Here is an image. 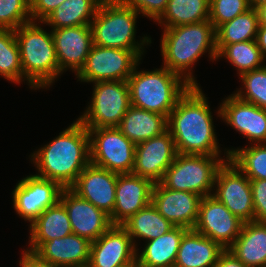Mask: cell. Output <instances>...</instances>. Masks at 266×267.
Returning a JSON list of instances; mask_svg holds the SVG:
<instances>
[{
  "instance_id": "1",
  "label": "cell",
  "mask_w": 266,
  "mask_h": 267,
  "mask_svg": "<svg viewBox=\"0 0 266 267\" xmlns=\"http://www.w3.org/2000/svg\"><path fill=\"white\" fill-rule=\"evenodd\" d=\"M211 114L202 89L190 86L167 119L177 153L220 156Z\"/></svg>"
},
{
  "instance_id": "2",
  "label": "cell",
  "mask_w": 266,
  "mask_h": 267,
  "mask_svg": "<svg viewBox=\"0 0 266 267\" xmlns=\"http://www.w3.org/2000/svg\"><path fill=\"white\" fill-rule=\"evenodd\" d=\"M31 158L39 172L35 175L70 188L90 164L88 129L77 119L52 142L34 151Z\"/></svg>"
},
{
  "instance_id": "3",
  "label": "cell",
  "mask_w": 266,
  "mask_h": 267,
  "mask_svg": "<svg viewBox=\"0 0 266 267\" xmlns=\"http://www.w3.org/2000/svg\"><path fill=\"white\" fill-rule=\"evenodd\" d=\"M207 51L210 59L216 61L215 28L209 20L164 28L161 39L163 65L190 86H198L191 72L192 65Z\"/></svg>"
},
{
  "instance_id": "4",
  "label": "cell",
  "mask_w": 266,
  "mask_h": 267,
  "mask_svg": "<svg viewBox=\"0 0 266 267\" xmlns=\"http://www.w3.org/2000/svg\"><path fill=\"white\" fill-rule=\"evenodd\" d=\"M20 50L24 80L31 88L50 87L62 71L59 69L52 33L46 32L36 21L15 30Z\"/></svg>"
},
{
  "instance_id": "5",
  "label": "cell",
  "mask_w": 266,
  "mask_h": 267,
  "mask_svg": "<svg viewBox=\"0 0 266 267\" xmlns=\"http://www.w3.org/2000/svg\"><path fill=\"white\" fill-rule=\"evenodd\" d=\"M133 107L164 115L167 119L178 99L190 88L179 75L166 67L137 71L135 66L127 80Z\"/></svg>"
},
{
  "instance_id": "6",
  "label": "cell",
  "mask_w": 266,
  "mask_h": 267,
  "mask_svg": "<svg viewBox=\"0 0 266 267\" xmlns=\"http://www.w3.org/2000/svg\"><path fill=\"white\" fill-rule=\"evenodd\" d=\"M138 14L118 0H103L90 24L93 44L107 48L143 50L145 44L152 42L147 36L140 43L135 41Z\"/></svg>"
},
{
  "instance_id": "7",
  "label": "cell",
  "mask_w": 266,
  "mask_h": 267,
  "mask_svg": "<svg viewBox=\"0 0 266 267\" xmlns=\"http://www.w3.org/2000/svg\"><path fill=\"white\" fill-rule=\"evenodd\" d=\"M227 161L219 156L178 153L160 183L167 189L212 195L218 169Z\"/></svg>"
},
{
  "instance_id": "8",
  "label": "cell",
  "mask_w": 266,
  "mask_h": 267,
  "mask_svg": "<svg viewBox=\"0 0 266 267\" xmlns=\"http://www.w3.org/2000/svg\"><path fill=\"white\" fill-rule=\"evenodd\" d=\"M92 100L78 120L86 128L118 127L131 106L127 81L94 83Z\"/></svg>"
},
{
  "instance_id": "9",
  "label": "cell",
  "mask_w": 266,
  "mask_h": 267,
  "mask_svg": "<svg viewBox=\"0 0 266 267\" xmlns=\"http://www.w3.org/2000/svg\"><path fill=\"white\" fill-rule=\"evenodd\" d=\"M90 138V163L117 174H131L136 144L118 127L87 128Z\"/></svg>"
},
{
  "instance_id": "10",
  "label": "cell",
  "mask_w": 266,
  "mask_h": 267,
  "mask_svg": "<svg viewBox=\"0 0 266 267\" xmlns=\"http://www.w3.org/2000/svg\"><path fill=\"white\" fill-rule=\"evenodd\" d=\"M144 50L92 45L84 66L76 74L81 82L127 81L139 65Z\"/></svg>"
},
{
  "instance_id": "11",
  "label": "cell",
  "mask_w": 266,
  "mask_h": 267,
  "mask_svg": "<svg viewBox=\"0 0 266 267\" xmlns=\"http://www.w3.org/2000/svg\"><path fill=\"white\" fill-rule=\"evenodd\" d=\"M213 188L212 196L232 214L244 223L254 221L250 179L229 160L218 169Z\"/></svg>"
},
{
  "instance_id": "12",
  "label": "cell",
  "mask_w": 266,
  "mask_h": 267,
  "mask_svg": "<svg viewBox=\"0 0 266 267\" xmlns=\"http://www.w3.org/2000/svg\"><path fill=\"white\" fill-rule=\"evenodd\" d=\"M63 187L56 181L30 175L17 183L12 192L17 214L31 224L48 207L60 200Z\"/></svg>"
},
{
  "instance_id": "13",
  "label": "cell",
  "mask_w": 266,
  "mask_h": 267,
  "mask_svg": "<svg viewBox=\"0 0 266 267\" xmlns=\"http://www.w3.org/2000/svg\"><path fill=\"white\" fill-rule=\"evenodd\" d=\"M244 222L214 196L202 197L193 230L219 243L227 250L241 233Z\"/></svg>"
},
{
  "instance_id": "14",
  "label": "cell",
  "mask_w": 266,
  "mask_h": 267,
  "mask_svg": "<svg viewBox=\"0 0 266 267\" xmlns=\"http://www.w3.org/2000/svg\"><path fill=\"white\" fill-rule=\"evenodd\" d=\"M177 154L174 139L167 129L158 136L136 144L132 174L158 183Z\"/></svg>"
},
{
  "instance_id": "15",
  "label": "cell",
  "mask_w": 266,
  "mask_h": 267,
  "mask_svg": "<svg viewBox=\"0 0 266 267\" xmlns=\"http://www.w3.org/2000/svg\"><path fill=\"white\" fill-rule=\"evenodd\" d=\"M88 267H136V248L121 225H112L91 243Z\"/></svg>"
},
{
  "instance_id": "16",
  "label": "cell",
  "mask_w": 266,
  "mask_h": 267,
  "mask_svg": "<svg viewBox=\"0 0 266 267\" xmlns=\"http://www.w3.org/2000/svg\"><path fill=\"white\" fill-rule=\"evenodd\" d=\"M59 201L67 211L73 234L93 242L112 226L109 215L71 188H63Z\"/></svg>"
},
{
  "instance_id": "17",
  "label": "cell",
  "mask_w": 266,
  "mask_h": 267,
  "mask_svg": "<svg viewBox=\"0 0 266 267\" xmlns=\"http://www.w3.org/2000/svg\"><path fill=\"white\" fill-rule=\"evenodd\" d=\"M217 114L250 142L266 143L265 109L231 94L220 104Z\"/></svg>"
},
{
  "instance_id": "18",
  "label": "cell",
  "mask_w": 266,
  "mask_h": 267,
  "mask_svg": "<svg viewBox=\"0 0 266 267\" xmlns=\"http://www.w3.org/2000/svg\"><path fill=\"white\" fill-rule=\"evenodd\" d=\"M201 199L198 194L167 189L158 182L154 183L151 203L174 226L193 229L198 219Z\"/></svg>"
},
{
  "instance_id": "19",
  "label": "cell",
  "mask_w": 266,
  "mask_h": 267,
  "mask_svg": "<svg viewBox=\"0 0 266 267\" xmlns=\"http://www.w3.org/2000/svg\"><path fill=\"white\" fill-rule=\"evenodd\" d=\"M154 183L134 174H118L112 225H122L132 215L151 203Z\"/></svg>"
},
{
  "instance_id": "20",
  "label": "cell",
  "mask_w": 266,
  "mask_h": 267,
  "mask_svg": "<svg viewBox=\"0 0 266 267\" xmlns=\"http://www.w3.org/2000/svg\"><path fill=\"white\" fill-rule=\"evenodd\" d=\"M117 178V173L90 163L70 188L110 216L115 206Z\"/></svg>"
},
{
  "instance_id": "21",
  "label": "cell",
  "mask_w": 266,
  "mask_h": 267,
  "mask_svg": "<svg viewBox=\"0 0 266 267\" xmlns=\"http://www.w3.org/2000/svg\"><path fill=\"white\" fill-rule=\"evenodd\" d=\"M59 69L68 68L77 74L84 66L93 45L90 25L51 30Z\"/></svg>"
},
{
  "instance_id": "22",
  "label": "cell",
  "mask_w": 266,
  "mask_h": 267,
  "mask_svg": "<svg viewBox=\"0 0 266 267\" xmlns=\"http://www.w3.org/2000/svg\"><path fill=\"white\" fill-rule=\"evenodd\" d=\"M91 241L76 234L42 243L33 253L58 267H88Z\"/></svg>"
},
{
  "instance_id": "23",
  "label": "cell",
  "mask_w": 266,
  "mask_h": 267,
  "mask_svg": "<svg viewBox=\"0 0 266 267\" xmlns=\"http://www.w3.org/2000/svg\"><path fill=\"white\" fill-rule=\"evenodd\" d=\"M224 251L219 243L189 229L181 239L174 267H214Z\"/></svg>"
},
{
  "instance_id": "24",
  "label": "cell",
  "mask_w": 266,
  "mask_h": 267,
  "mask_svg": "<svg viewBox=\"0 0 266 267\" xmlns=\"http://www.w3.org/2000/svg\"><path fill=\"white\" fill-rule=\"evenodd\" d=\"M227 250L246 267H266V222L244 223Z\"/></svg>"
},
{
  "instance_id": "25",
  "label": "cell",
  "mask_w": 266,
  "mask_h": 267,
  "mask_svg": "<svg viewBox=\"0 0 266 267\" xmlns=\"http://www.w3.org/2000/svg\"><path fill=\"white\" fill-rule=\"evenodd\" d=\"M188 228L175 226L166 234L147 241L139 254L136 250V267H174L183 235Z\"/></svg>"
},
{
  "instance_id": "26",
  "label": "cell",
  "mask_w": 266,
  "mask_h": 267,
  "mask_svg": "<svg viewBox=\"0 0 266 267\" xmlns=\"http://www.w3.org/2000/svg\"><path fill=\"white\" fill-rule=\"evenodd\" d=\"M71 233L73 232L67 211L58 201L30 224V247L27 251L34 252L42 243L63 238Z\"/></svg>"
},
{
  "instance_id": "27",
  "label": "cell",
  "mask_w": 266,
  "mask_h": 267,
  "mask_svg": "<svg viewBox=\"0 0 266 267\" xmlns=\"http://www.w3.org/2000/svg\"><path fill=\"white\" fill-rule=\"evenodd\" d=\"M118 128L134 144L151 139L167 130L164 115L130 106Z\"/></svg>"
},
{
  "instance_id": "28",
  "label": "cell",
  "mask_w": 266,
  "mask_h": 267,
  "mask_svg": "<svg viewBox=\"0 0 266 267\" xmlns=\"http://www.w3.org/2000/svg\"><path fill=\"white\" fill-rule=\"evenodd\" d=\"M103 0H66L42 23L58 28L90 25Z\"/></svg>"
},
{
  "instance_id": "29",
  "label": "cell",
  "mask_w": 266,
  "mask_h": 267,
  "mask_svg": "<svg viewBox=\"0 0 266 267\" xmlns=\"http://www.w3.org/2000/svg\"><path fill=\"white\" fill-rule=\"evenodd\" d=\"M121 226L128 232L136 250L137 245L134 238H141L146 241L153 240L175 227L158 212L152 203L132 215Z\"/></svg>"
},
{
  "instance_id": "30",
  "label": "cell",
  "mask_w": 266,
  "mask_h": 267,
  "mask_svg": "<svg viewBox=\"0 0 266 267\" xmlns=\"http://www.w3.org/2000/svg\"><path fill=\"white\" fill-rule=\"evenodd\" d=\"M209 9L210 0H169L156 21L164 28L208 21Z\"/></svg>"
},
{
  "instance_id": "31",
  "label": "cell",
  "mask_w": 266,
  "mask_h": 267,
  "mask_svg": "<svg viewBox=\"0 0 266 267\" xmlns=\"http://www.w3.org/2000/svg\"><path fill=\"white\" fill-rule=\"evenodd\" d=\"M259 17L256 8L237 15L231 21L220 25L216 30V45H228L256 39Z\"/></svg>"
},
{
  "instance_id": "32",
  "label": "cell",
  "mask_w": 266,
  "mask_h": 267,
  "mask_svg": "<svg viewBox=\"0 0 266 267\" xmlns=\"http://www.w3.org/2000/svg\"><path fill=\"white\" fill-rule=\"evenodd\" d=\"M216 49L217 59L225 57L238 69L239 76L245 72L265 66L261 64L265 59L255 40L228 45H216Z\"/></svg>"
},
{
  "instance_id": "33",
  "label": "cell",
  "mask_w": 266,
  "mask_h": 267,
  "mask_svg": "<svg viewBox=\"0 0 266 267\" xmlns=\"http://www.w3.org/2000/svg\"><path fill=\"white\" fill-rule=\"evenodd\" d=\"M232 162L249 179H266V143L226 151Z\"/></svg>"
},
{
  "instance_id": "34",
  "label": "cell",
  "mask_w": 266,
  "mask_h": 267,
  "mask_svg": "<svg viewBox=\"0 0 266 267\" xmlns=\"http://www.w3.org/2000/svg\"><path fill=\"white\" fill-rule=\"evenodd\" d=\"M0 75L13 83L24 78L15 30L0 29Z\"/></svg>"
},
{
  "instance_id": "35",
  "label": "cell",
  "mask_w": 266,
  "mask_h": 267,
  "mask_svg": "<svg viewBox=\"0 0 266 267\" xmlns=\"http://www.w3.org/2000/svg\"><path fill=\"white\" fill-rule=\"evenodd\" d=\"M240 78L245 89L244 91L239 89L234 95L243 101L253 103L266 110V65L262 68L245 72L240 75Z\"/></svg>"
},
{
  "instance_id": "36",
  "label": "cell",
  "mask_w": 266,
  "mask_h": 267,
  "mask_svg": "<svg viewBox=\"0 0 266 267\" xmlns=\"http://www.w3.org/2000/svg\"><path fill=\"white\" fill-rule=\"evenodd\" d=\"M31 21L30 0H0V29L16 30Z\"/></svg>"
},
{
  "instance_id": "37",
  "label": "cell",
  "mask_w": 266,
  "mask_h": 267,
  "mask_svg": "<svg viewBox=\"0 0 266 267\" xmlns=\"http://www.w3.org/2000/svg\"><path fill=\"white\" fill-rule=\"evenodd\" d=\"M250 8L248 0H210L209 21L216 30Z\"/></svg>"
},
{
  "instance_id": "38",
  "label": "cell",
  "mask_w": 266,
  "mask_h": 267,
  "mask_svg": "<svg viewBox=\"0 0 266 267\" xmlns=\"http://www.w3.org/2000/svg\"><path fill=\"white\" fill-rule=\"evenodd\" d=\"M124 6L130 7L147 18L156 20L165 11L169 0H118Z\"/></svg>"
},
{
  "instance_id": "39",
  "label": "cell",
  "mask_w": 266,
  "mask_h": 267,
  "mask_svg": "<svg viewBox=\"0 0 266 267\" xmlns=\"http://www.w3.org/2000/svg\"><path fill=\"white\" fill-rule=\"evenodd\" d=\"M254 221L266 222V179H250Z\"/></svg>"
},
{
  "instance_id": "40",
  "label": "cell",
  "mask_w": 266,
  "mask_h": 267,
  "mask_svg": "<svg viewBox=\"0 0 266 267\" xmlns=\"http://www.w3.org/2000/svg\"><path fill=\"white\" fill-rule=\"evenodd\" d=\"M66 0H30L31 20L42 23L53 11Z\"/></svg>"
},
{
  "instance_id": "41",
  "label": "cell",
  "mask_w": 266,
  "mask_h": 267,
  "mask_svg": "<svg viewBox=\"0 0 266 267\" xmlns=\"http://www.w3.org/2000/svg\"><path fill=\"white\" fill-rule=\"evenodd\" d=\"M20 267H58L40 259L35 253L23 251L19 261Z\"/></svg>"
},
{
  "instance_id": "42",
  "label": "cell",
  "mask_w": 266,
  "mask_h": 267,
  "mask_svg": "<svg viewBox=\"0 0 266 267\" xmlns=\"http://www.w3.org/2000/svg\"><path fill=\"white\" fill-rule=\"evenodd\" d=\"M214 267H246L228 250H225Z\"/></svg>"
},
{
  "instance_id": "43",
  "label": "cell",
  "mask_w": 266,
  "mask_h": 267,
  "mask_svg": "<svg viewBox=\"0 0 266 267\" xmlns=\"http://www.w3.org/2000/svg\"><path fill=\"white\" fill-rule=\"evenodd\" d=\"M255 41L266 59V26H259Z\"/></svg>"
},
{
  "instance_id": "44",
  "label": "cell",
  "mask_w": 266,
  "mask_h": 267,
  "mask_svg": "<svg viewBox=\"0 0 266 267\" xmlns=\"http://www.w3.org/2000/svg\"><path fill=\"white\" fill-rule=\"evenodd\" d=\"M258 17H259V26H266V3L256 7Z\"/></svg>"
},
{
  "instance_id": "45",
  "label": "cell",
  "mask_w": 266,
  "mask_h": 267,
  "mask_svg": "<svg viewBox=\"0 0 266 267\" xmlns=\"http://www.w3.org/2000/svg\"><path fill=\"white\" fill-rule=\"evenodd\" d=\"M251 7L256 8L259 5L265 4L266 0H248Z\"/></svg>"
}]
</instances>
